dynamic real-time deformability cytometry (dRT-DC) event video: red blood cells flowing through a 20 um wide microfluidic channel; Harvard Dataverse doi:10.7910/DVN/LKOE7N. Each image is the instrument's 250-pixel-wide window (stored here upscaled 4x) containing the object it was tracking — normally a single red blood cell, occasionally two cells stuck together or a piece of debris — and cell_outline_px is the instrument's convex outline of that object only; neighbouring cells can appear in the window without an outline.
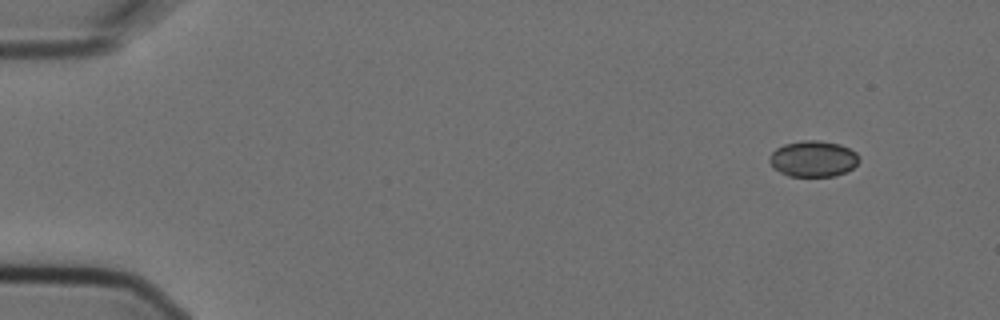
{"species": "Egyptian fruit bat (a non-hibernating species)", "species_latin": "Rousettus aegyptiacus", "temperature_condition": "cold", "stored_images_in_passage": 5, "camera_frame_rate_fps": 3000, "um_per_image_px": 0.085, "animal": {"sex": "female"}, "frame": {"image": 1, "passage_image": 1, "time_ms": 0.0, "image_size_px": [1000, 320], "cell_outline_px": [[860, 160], [852, 168], [836, 176], [788, 176], [772, 168], [772, 152], [776, 148], [784, 144], [804, 140], [816, 140], [840, 144], [856, 152]], "centroid_in_image_um": [69.14, 13.5], "position_along_channel_um": 15.9, "area_um2": 18.61}}